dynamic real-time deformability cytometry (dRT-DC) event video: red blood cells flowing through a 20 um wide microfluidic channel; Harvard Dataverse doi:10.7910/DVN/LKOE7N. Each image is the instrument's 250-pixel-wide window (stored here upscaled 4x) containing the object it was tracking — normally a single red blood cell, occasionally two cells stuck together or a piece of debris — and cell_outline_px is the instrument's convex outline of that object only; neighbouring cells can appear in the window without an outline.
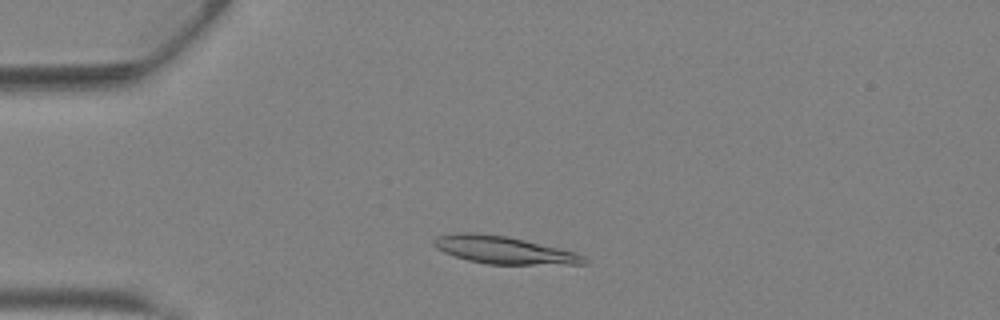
{"species": "Egyptian fruit bat (a non-hibernating species)", "species_latin": "Rousettus aegyptiacus", "temperature_condition": "warm", "stored_images_in_passage": 32, "camera_frame_rate_fps": 3000, "um_per_image_px": 0.085, "animal": {"sex": "female"}, "frame": {"image": 1, "passage_image": 5, "time_ms": 1.333, "image_size_px": [1000, 320], "cell_outline_px": [[588, 264], [488, 264], [468, 260], [444, 252], [436, 248], [432, 244], [432, 240], [436, 236], [452, 232], [472, 232], [508, 236], [560, 248], [576, 252], [584, 256], [588, 260]], "centroid_in_image_um": [42.8, 21.23], "position_along_channel_um": 42.2, "area_um2": 24.28}}
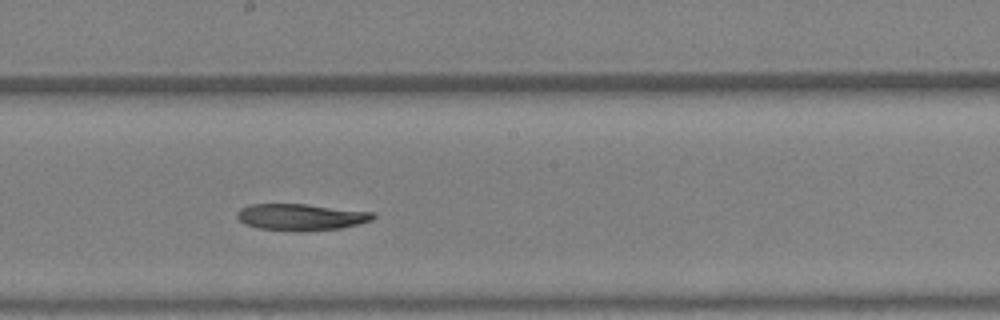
{"frame": {"image": 2, "passage_image": 18, "time_ms": 5.667, "image_size_px": [1000, 320], "cell_outline_px": [[376, 216], [372, 220], [340, 228], [304, 232], [300, 232], [260, 228], [244, 224], [236, 216], [236, 212], [240, 208], [252, 204], [304, 204], [376, 212]], "centroid_in_image_um": [25.58, 18.45], "position_along_channel_um": 222.6, "area_um2": 21.15}}
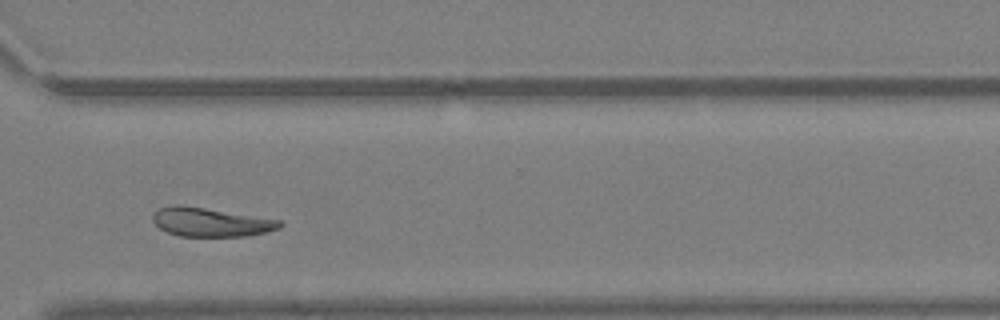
{"frame": {"image": 3, "passage_image": 26, "time_ms": 8.333, "image_size_px": [1000, 320], "cell_outline_px": [[284, 224], [280, 228], [248, 236], [180, 236], [168, 232], [160, 228], [152, 220], [152, 212], [160, 208], [172, 204], [180, 204], [280, 220]], "centroid_in_image_um": [17.88, 18.87], "position_along_channel_um": 352.7, "area_um2": 21.27}, "authors_computed_cell_mechanics": {"area_um2": 22.253, "velocity_mm_per_s": 4.8722, "shape_relaxation_time_tau1_ms": 4.6553, "shape_relaxation_time_tau2_ms": null, "deformation_change_tau1": 0.1625, "deformation_change_tau2": null}}